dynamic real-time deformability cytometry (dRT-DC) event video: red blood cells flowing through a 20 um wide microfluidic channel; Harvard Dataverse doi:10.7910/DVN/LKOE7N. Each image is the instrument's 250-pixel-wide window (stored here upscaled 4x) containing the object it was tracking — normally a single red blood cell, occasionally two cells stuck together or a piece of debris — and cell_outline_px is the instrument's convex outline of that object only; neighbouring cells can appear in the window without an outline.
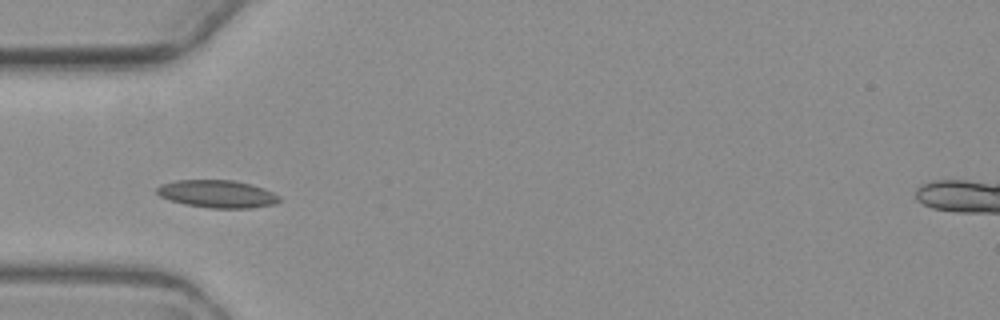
{"species": "common noctule bat (a hibernating species)", "species_latin": "Nyctalus noctula", "temperature_condition": "warm", "stored_images_in_passage": 4, "camera_frame_rate_fps": 3000, "um_per_image_px": 0.085, "animal": {"sex": "female", "body_mass_g": 19.3, "forearm_length_mm": 54.1}, "frame": {"image": 1, "passage_image": 1, "time_ms": 0.0, "image_size_px": [1000, 320], "cell_outline_px": [[280, 200], [276, 204], [248, 208], [212, 208], [184, 204], [168, 200], [160, 196], [156, 192], [156, 188], [160, 184], [176, 180], [232, 180], [252, 184], [264, 188], [280, 196]], "centroid_in_image_um": [18.46, 16.48], "position_along_channel_um": 66.5, "area_um2": 19.83}}
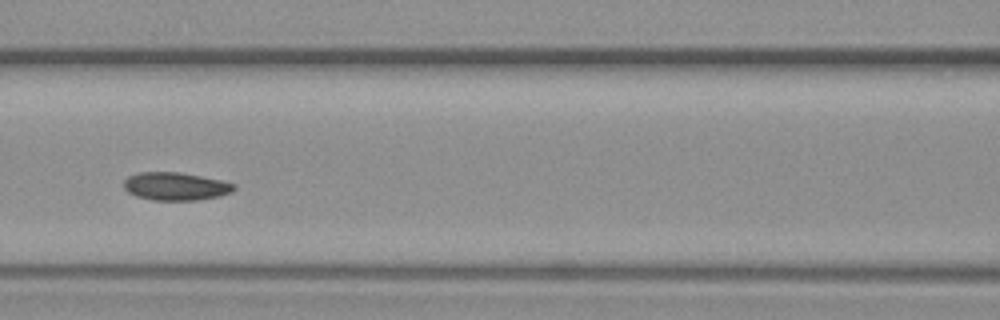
{"frame": {"image": 2, "passage_image": 3, "time_ms": 2.333, "image_size_px": [1000, 320], "cell_outline_px": [[236, 188], [232, 192], [220, 196], [196, 200], [152, 200], [136, 196], [128, 192], [124, 188], [124, 180], [128, 176], [140, 172], [180, 172], [220, 180], [236, 184]], "centroid_in_image_um": [14.93, 15.84], "position_along_channel_um": 151.7, "area_um2": 17.98}}
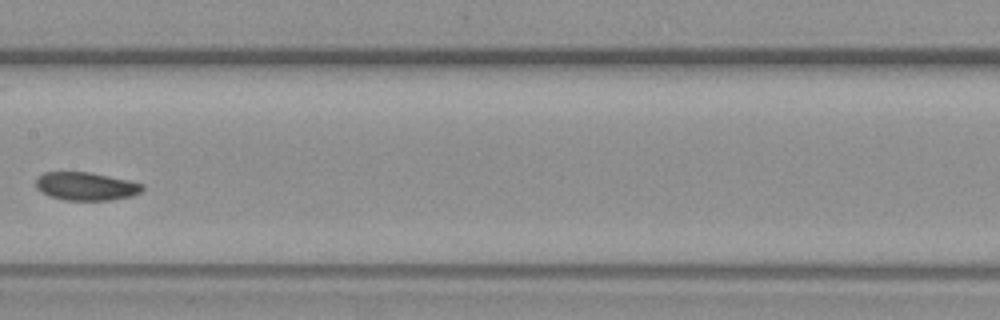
{"frame": {"image": 3, "passage_image": 4, "time_ms": 3.667, "image_size_px": [1000, 320], "cell_outline_px": [[144, 188], [140, 192], [132, 196], [108, 200], [64, 200], [48, 196], [36, 188], [36, 176], [44, 172], [88, 172], [128, 180], [144, 184]], "centroid_in_image_um": [7.28, 15.83], "position_along_channel_um": 200.1, "area_um2": 17.51}}